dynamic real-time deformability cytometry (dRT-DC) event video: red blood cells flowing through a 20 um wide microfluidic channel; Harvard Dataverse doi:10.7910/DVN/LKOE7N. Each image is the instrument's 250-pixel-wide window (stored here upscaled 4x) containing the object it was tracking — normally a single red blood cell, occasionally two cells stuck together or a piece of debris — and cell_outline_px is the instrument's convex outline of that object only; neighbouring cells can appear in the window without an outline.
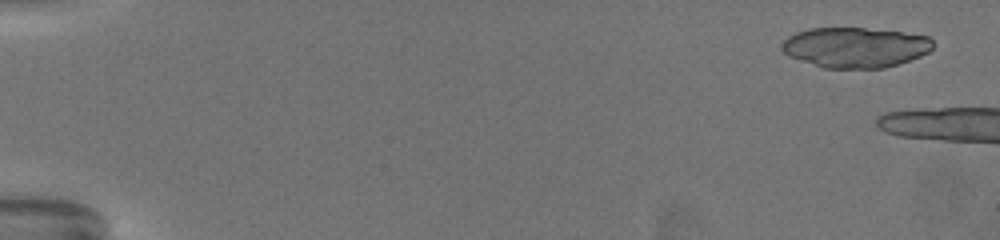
{"species": "common noctule bat (a hibernating species)", "species_latin": "Nyctalus noctula", "temperature_condition": "warm", "stored_images_in_passage": 11, "camera_frame_rate_fps": 3000, "um_per_image_px": 0.085, "animal": {"sex": "female", "body_mass_g": 19.5, "forearm_length_mm": 54.1}, "frame": {"image": 1, "passage_image": 2, "time_ms": 0.333, "image_size_px": [1000, 240], "cell_outline_px": [[932, 48], [928, 52], [920, 56], [884, 68], [824, 68], [788, 56], [780, 48], [780, 44], [788, 36], [796, 32], [808, 28], [864, 28], [900, 32], [928, 36], [932, 40]], "centroid_in_image_um": [72.64, 4.02], "position_along_channel_um": 12.4, "area_um2": 35.32}}